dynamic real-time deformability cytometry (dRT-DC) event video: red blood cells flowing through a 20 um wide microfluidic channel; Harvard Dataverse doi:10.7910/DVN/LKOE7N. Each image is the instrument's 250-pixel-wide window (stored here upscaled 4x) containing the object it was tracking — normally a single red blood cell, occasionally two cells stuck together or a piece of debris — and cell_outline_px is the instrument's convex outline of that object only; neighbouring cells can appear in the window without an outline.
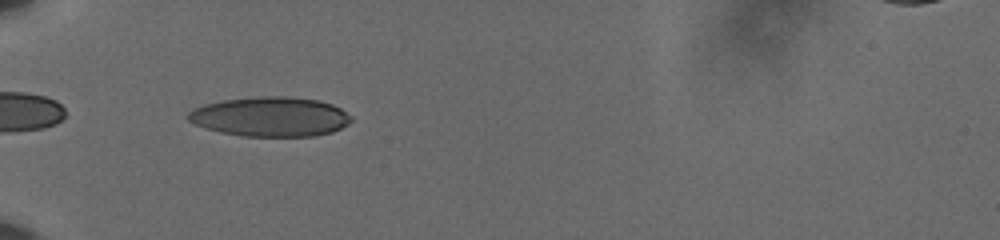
{"species": "human", "species_latin": "Homo sapiens", "temperature_condition": "cold", "stored_images_in_passage": 36, "camera_frame_rate_fps": 3000, "um_per_image_px": 0.085, "donor": {"sex": "male"}, "frame": {"image": 1, "passage_image": 2, "time_ms": 0.333, "image_size_px": [1000, 240], "cell_outline_px": [[352, 120], [348, 124], [332, 132], [312, 136], [240, 136], [220, 132], [204, 128], [188, 120], [188, 112], [204, 104], [224, 100], [260, 96], [288, 96], [316, 100], [332, 104], [340, 108], [352, 116]], "centroid_in_image_um": [22.99, 9.92], "position_along_channel_um": 62.0, "area_um2": 37.57}}
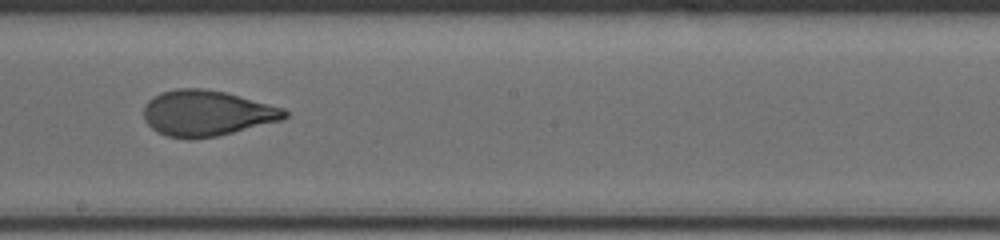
{"frame": {"image": 2, "passage_image": 17, "time_ms": 5.333, "image_size_px": [1000, 240], "cell_outline_px": [[288, 116], [280, 120], [216, 136], [188, 140], [168, 136], [156, 132], [144, 120], [144, 104], [148, 100], [160, 92], [176, 88], [204, 88], [224, 92], [240, 96], [284, 108], [288, 112]], "centroid_in_image_um": [17.52, 9.61], "position_along_channel_um": 230.7, "area_um2": 37.45}}
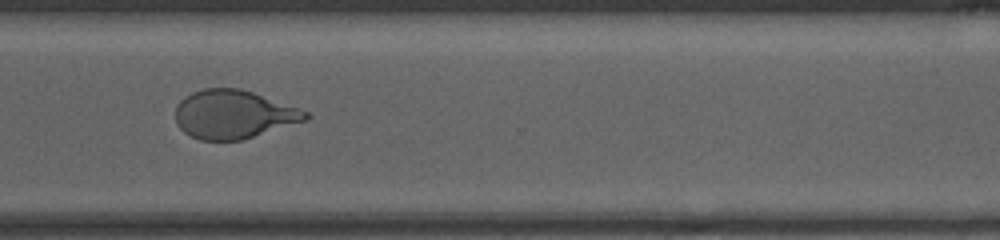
{"frame": {"image": 3, "passage_image": 27, "time_ms": 8.667, "image_size_px": [1000, 240], "cell_outline_px": [[312, 116], [308, 120], [240, 140], [200, 140], [188, 136], [176, 124], [176, 104], [184, 96], [192, 92], [204, 88], [240, 88], [300, 108], [308, 112]], "centroid_in_image_um": [19.84, 9.72], "position_along_channel_um": 350.8, "area_um2": 36.93}, "authors_computed_cell_mechanics": {"area_um2": 37.4544, "velocity_mm_per_s": 3.6297, "shape_relaxation_time_tau1_ms": 4.3306, "shape_relaxation_time_tau2_ms": 1.0302, "deformation_change_tau1": 0.1873, "deformation_change_tau2": 0.0746}}